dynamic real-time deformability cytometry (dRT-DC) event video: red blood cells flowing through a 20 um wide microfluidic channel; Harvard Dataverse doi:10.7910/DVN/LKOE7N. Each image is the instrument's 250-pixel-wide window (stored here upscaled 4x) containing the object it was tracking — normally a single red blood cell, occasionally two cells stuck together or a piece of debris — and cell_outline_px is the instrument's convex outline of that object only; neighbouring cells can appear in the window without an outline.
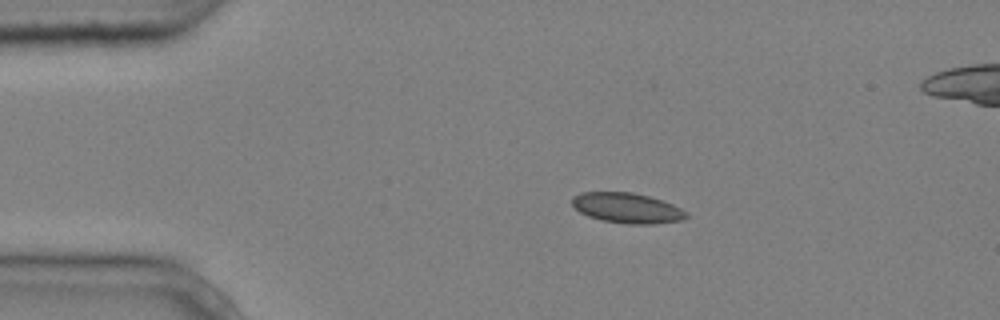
{"species": "common noctule bat (a hibernating species)", "species_latin": "Nyctalus noctula", "temperature_condition": "cold", "stored_images_in_passage": 4, "camera_frame_rate_fps": 3000, "um_per_image_px": 0.085, "animal": {"sex": "male", "body_mass_g": 20.4}, "frame": {"image": 1, "passage_image": 2, "time_ms": 0.333, "image_size_px": [1000, 320], "cell_outline_px": [[688, 216], [684, 220], [652, 224], [628, 224], [600, 220], [588, 216], [580, 212], [572, 204], [572, 196], [580, 192], [632, 192], [648, 196], [672, 204], [688, 212]], "centroid_in_image_um": [53.3, 17.68], "position_along_channel_um": 31.7, "area_um2": 20.17}}